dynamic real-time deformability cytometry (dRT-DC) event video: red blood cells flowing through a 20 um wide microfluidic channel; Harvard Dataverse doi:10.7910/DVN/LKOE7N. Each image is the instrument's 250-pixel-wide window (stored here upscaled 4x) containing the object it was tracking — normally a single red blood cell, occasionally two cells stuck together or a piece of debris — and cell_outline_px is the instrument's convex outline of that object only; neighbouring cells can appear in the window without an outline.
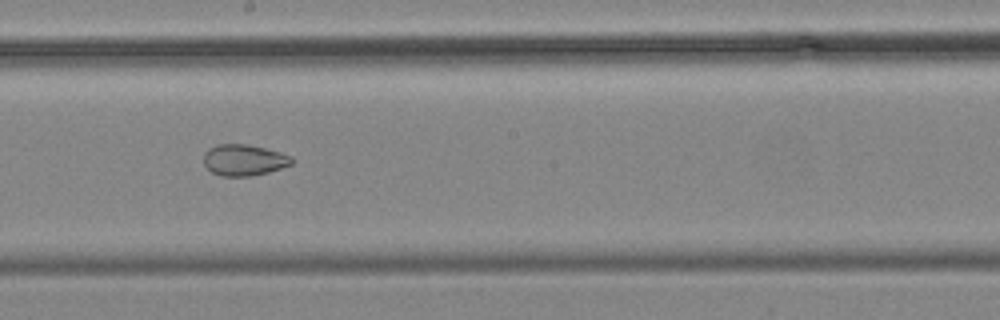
{"species": "common noctule bat (a hibernating species)", "species_latin": "Nyctalus noctula", "temperature_condition": "cold", "stored_images_in_passage": 17, "camera_frame_rate_fps": 3000, "um_per_image_px": 0.085, "animal": {"sex": "male", "body_mass_g": 19.2, "forearm_length_mm": 51.8}, "frame": {"image": 1, "passage_image": 10, "time_ms": 11.333, "image_size_px": [1000, 320], "cell_outline_px": [[292, 164], [268, 172], [252, 176], [220, 176], [212, 172], [204, 164], [204, 152], [208, 148], [216, 144], [248, 144], [280, 152], [292, 156]], "centroid_in_image_um": [20.71, 13.6], "position_along_channel_um": 227.5, "area_um2": 16.07}}